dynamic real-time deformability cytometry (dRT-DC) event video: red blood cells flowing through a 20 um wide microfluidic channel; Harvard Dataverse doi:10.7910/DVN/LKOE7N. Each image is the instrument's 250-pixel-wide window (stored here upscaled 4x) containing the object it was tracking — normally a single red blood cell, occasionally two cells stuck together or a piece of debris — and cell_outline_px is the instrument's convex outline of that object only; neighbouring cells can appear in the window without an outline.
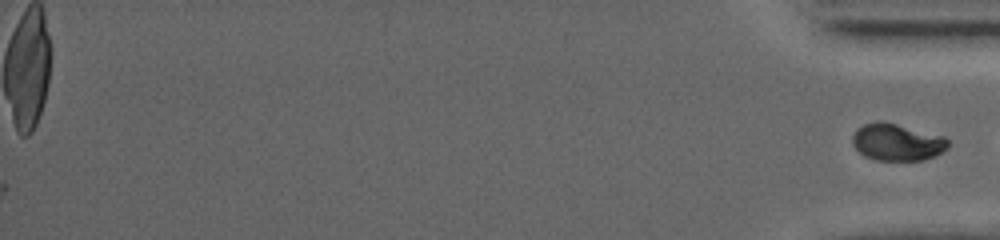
{"species": "common noctule bat (a hibernating species)", "species_latin": "Nyctalus noctula", "temperature_condition": "warm", "stored_images_in_passage": 24, "camera_frame_rate_fps": 5000, "um_per_image_px": 0.085, "animal": {"sex": "female", "body_mass_g": 19.0, "forearm_length_mm": 53.3}, "frame": {"image": 1, "passage_image": 24, "time_ms": 15.8, "image_size_px": [1000, 240], "cell_outline_px": [[948, 144], [940, 152], [932, 156], [920, 160], [876, 160], [864, 156], [852, 144], [852, 136], [856, 128], [864, 124], [876, 120], [884, 120], [944, 136], [948, 140]], "centroid_in_image_um": [76.18, 12.05], "position_along_channel_um": 359.0, "area_um2": 20.63}}